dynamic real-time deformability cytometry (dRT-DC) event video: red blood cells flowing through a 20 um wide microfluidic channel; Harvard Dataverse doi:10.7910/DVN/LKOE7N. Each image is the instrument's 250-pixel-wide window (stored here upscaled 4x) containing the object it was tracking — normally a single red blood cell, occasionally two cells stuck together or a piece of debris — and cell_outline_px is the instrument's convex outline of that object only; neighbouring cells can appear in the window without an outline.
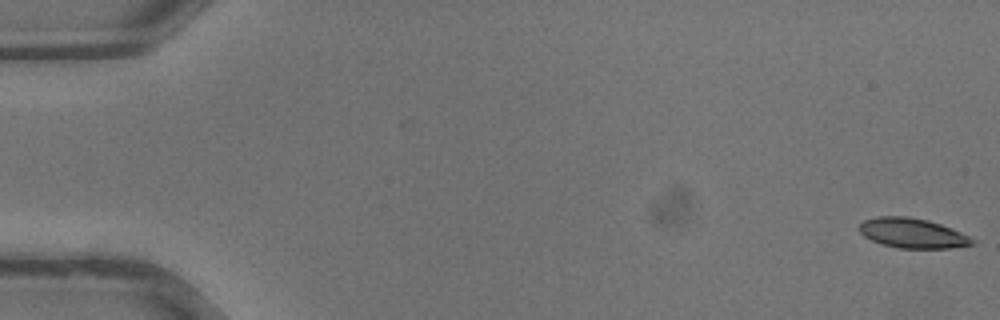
{"species": "common noctule bat (a hibernating species)", "species_latin": "Nyctalus noctula", "temperature_condition": "warm", "stored_images_in_passage": 37, "camera_frame_rate_fps": 3000, "um_per_image_px": 0.085, "animal": {"sex": "male", "body_mass_g": 13.3}, "frame": {"image": 1, "passage_image": 1, "time_ms": 0.0, "image_size_px": [1000, 320], "cell_outline_px": [[976, 244], [952, 248], [900, 248], [884, 244], [872, 240], [864, 236], [856, 228], [864, 220], [876, 216], [908, 216], [928, 220], [940, 224], [960, 232], [976, 240]], "centroid_in_image_um": [77.55, 19.81], "position_along_channel_um": 7.4, "area_um2": 19.65}}
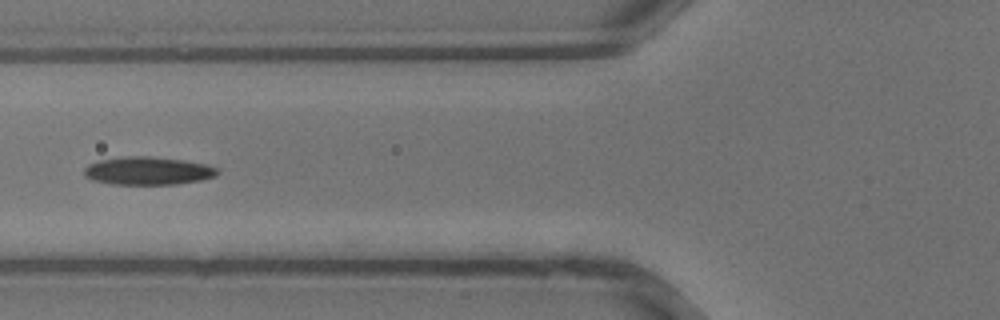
{"frame": {"image": 2, "passage_image": 15, "time_ms": 4.667, "image_size_px": [1000, 320], "cell_outline_px": [[220, 172], [216, 176], [200, 180], [176, 184], [112, 184], [92, 180], [84, 176], [84, 168], [88, 164], [96, 160], [124, 156], [152, 156], [184, 160], [208, 164], [220, 168]], "centroid_in_image_um": [12.59, 14.51], "position_along_channel_um": 113.2, "area_um2": 22.14}}
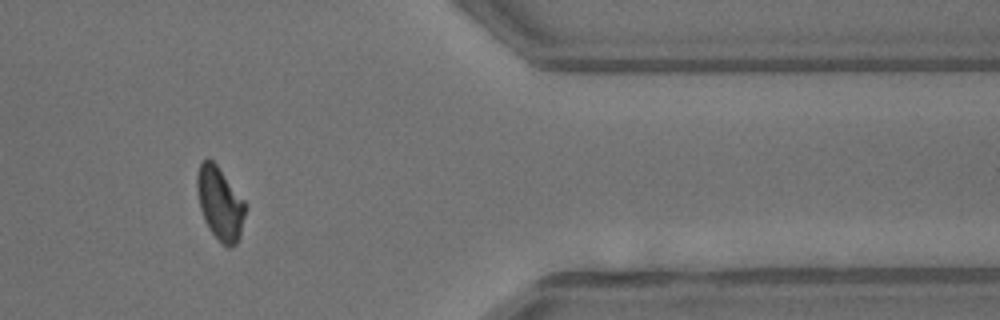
{"frame": {"image": 3, "passage_image": 31, "time_ms": 10.0, "image_size_px": [1000, 320], "cell_outline_px": [[244, 216], [240, 236], [236, 244], [232, 248], [228, 248], [208, 228], [204, 220], [200, 208], [196, 188], [196, 176], [200, 164], [208, 156], [216, 164], [244, 200]], "centroid_in_image_um": [18.67, 17.28], "position_along_channel_um": 392.7, "area_um2": 20.29}}